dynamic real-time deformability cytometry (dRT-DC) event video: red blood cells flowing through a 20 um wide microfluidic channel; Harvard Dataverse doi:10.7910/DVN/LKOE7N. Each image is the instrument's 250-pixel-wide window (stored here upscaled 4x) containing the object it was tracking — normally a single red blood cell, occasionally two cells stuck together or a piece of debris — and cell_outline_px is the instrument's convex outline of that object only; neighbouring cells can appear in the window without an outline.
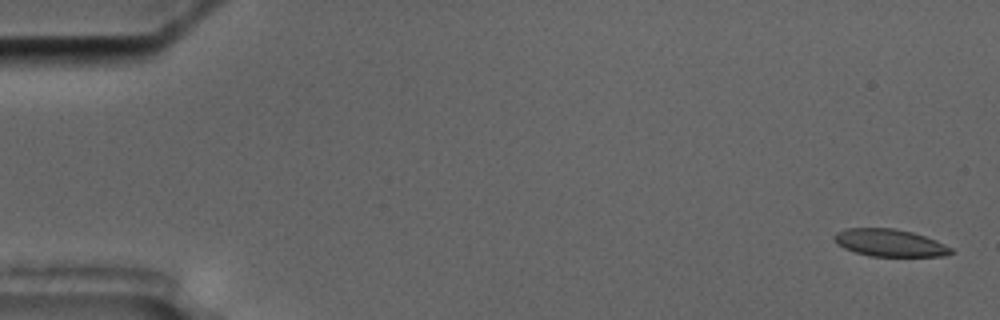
{"species": "common noctule bat (a hibernating species)", "species_latin": "Nyctalus noctula", "temperature_condition": "cold", "stored_images_in_passage": 10, "camera_frame_rate_fps": 3000, "um_per_image_px": 0.085, "animal": {"sex": "male", "body_mass_g": 17.5, "forearm_length_mm": 52.3}, "frame": {"image": 1, "passage_image": 1, "time_ms": 0.0, "image_size_px": [1000, 320], "cell_outline_px": [[952, 252], [944, 256], [868, 256], [844, 248], [836, 244], [832, 236], [836, 232], [844, 228], [892, 228], [912, 232], [936, 240], [952, 248]], "centroid_in_image_um": [75.57, 20.63], "position_along_channel_um": 9.4, "area_um2": 18.61}}
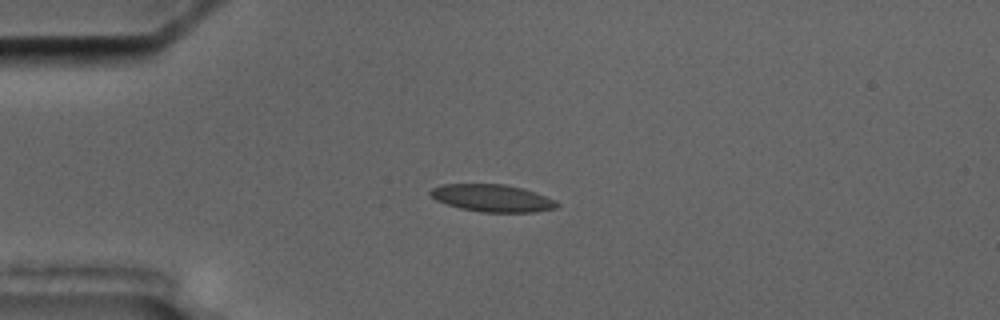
{"frame": {"image": 2, "passage_image": 4, "time_ms": 4.333, "image_size_px": [1000, 320], "cell_outline_px": [[560, 204], [556, 208], [536, 212], [484, 212], [460, 208], [436, 200], [428, 192], [432, 188], [440, 184], [504, 184], [524, 188], [536, 192], [556, 200]], "centroid_in_image_um": [41.88, 16.83], "position_along_channel_um": 43.1, "area_um2": 20.23}}
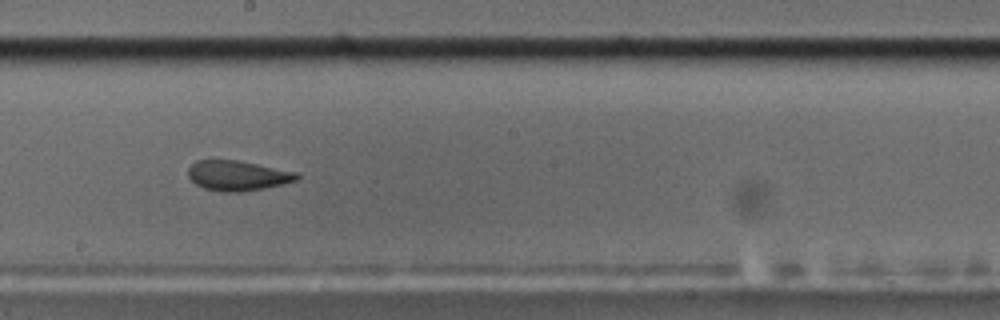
{"frame": {"image": 3, "passage_image": 9, "time_ms": 10.333, "image_size_px": [1000, 320], "cell_outline_px": [[300, 180], [284, 184], [244, 192], [220, 192], [204, 188], [196, 184], [188, 176], [188, 168], [196, 160], [236, 160], [300, 172]], "centroid_in_image_um": [20.25, 14.93], "position_along_channel_um": 227.9, "area_um2": 19.31}}